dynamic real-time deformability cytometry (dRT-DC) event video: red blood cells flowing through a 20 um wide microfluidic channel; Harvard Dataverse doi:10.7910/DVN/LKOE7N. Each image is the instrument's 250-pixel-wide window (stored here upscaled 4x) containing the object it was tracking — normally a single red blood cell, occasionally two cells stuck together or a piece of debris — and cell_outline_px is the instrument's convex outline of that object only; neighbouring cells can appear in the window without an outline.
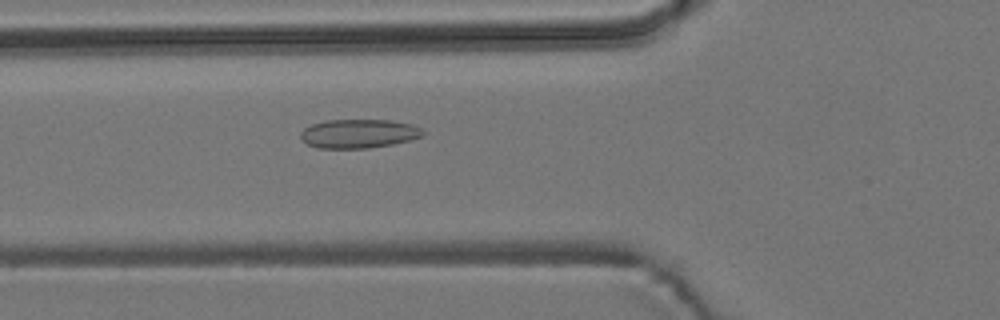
{"species": "common noctule bat (a hibernating species)", "species_latin": "Nyctalus noctula", "temperature_condition": "room temperature", "stored_images_in_passage": 55, "camera_frame_rate_fps": 3000, "um_per_image_px": 0.085, "animal": {"sex": "male", "body_mass_g": 19.2, "forearm_length_mm": 51.8}, "frame": {"image": 1, "passage_image": 20, "time_ms": 6.333, "image_size_px": [1000, 320], "cell_outline_px": [[424, 136], [392, 144], [368, 148], [320, 148], [308, 144], [300, 140], [300, 132], [304, 128], [312, 124], [324, 120], [392, 120], [412, 124], [420, 128], [424, 132]], "centroid_in_image_um": [30.47, 11.35], "position_along_channel_um": 95.3, "area_um2": 20.63}}
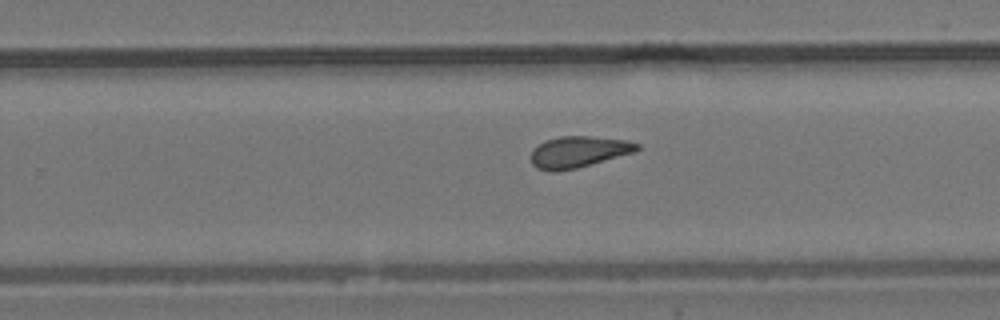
{"frame": {"image": 2, "passage_image": 35, "time_ms": 11.333, "image_size_px": [1000, 320], "cell_outline_px": [[640, 148], [636, 152], [576, 168], [552, 172], [536, 168], [532, 164], [532, 148], [544, 140], [560, 136], [588, 136], [624, 140], [640, 144]], "centroid_in_image_um": [49.15, 12.91], "position_along_channel_um": 280.6, "area_um2": 19.36}}
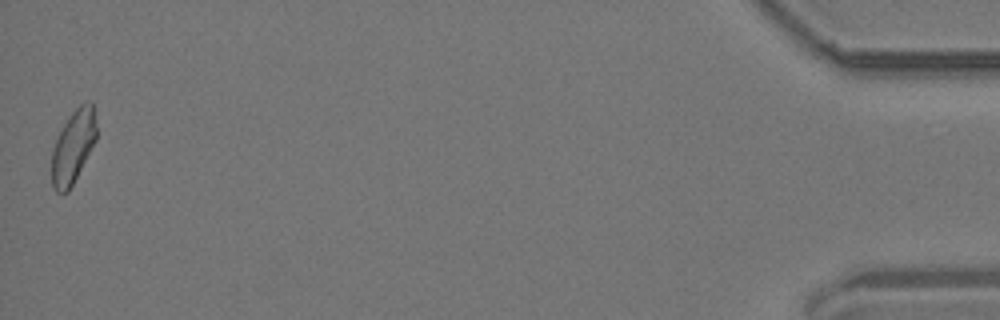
{"frame": {"image": 3, "passage_image": 55, "time_ms": 18.0, "image_size_px": [1000, 320], "cell_outline_px": [[96, 140], [68, 192], [56, 192], [52, 188], [52, 148], [64, 124], [72, 112], [80, 104], [92, 100], [96, 124]], "centroid_in_image_um": [6.22, 12.46], "position_along_channel_um": 429.0, "area_um2": 18.79}, "authors_computed_cell_mechanics": {"area_um2": 19.5364, "velocity_mm_per_s": 3.702, "shape_relaxation_time_tau1_ms": null, "shape_relaxation_time_tau2_ms": 3.0791, "deformation_change_tau1": null, "deformation_change_tau2": 0.093}}